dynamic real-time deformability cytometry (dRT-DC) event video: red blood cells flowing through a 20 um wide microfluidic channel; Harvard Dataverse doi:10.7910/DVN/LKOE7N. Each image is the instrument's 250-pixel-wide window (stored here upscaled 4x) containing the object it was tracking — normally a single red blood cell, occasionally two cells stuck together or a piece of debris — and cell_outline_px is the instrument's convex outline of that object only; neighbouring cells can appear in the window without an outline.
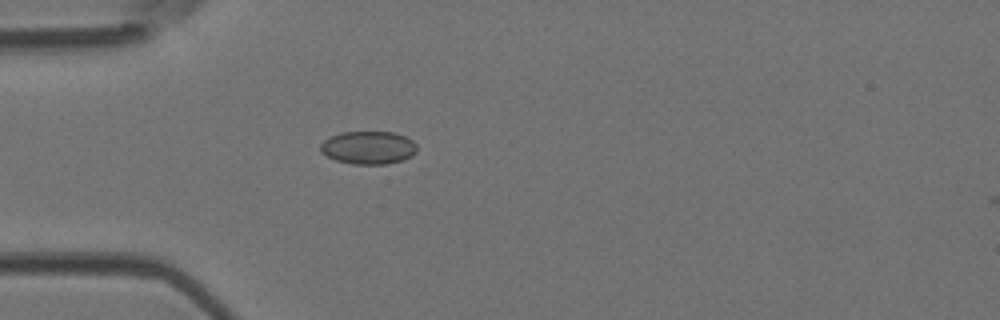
{"species": "Egyptian fruit bat (a non-hibernating species)", "species_latin": "Rousettus aegyptiacus", "temperature_condition": "room temperature", "stored_images_in_passage": 34, "camera_frame_rate_fps": 3000, "um_per_image_px": 0.085, "animal": {"sex": "female"}, "frame": {"image": 1, "passage_image": 5, "time_ms": 1.333, "image_size_px": [1000, 320], "cell_outline_px": [[416, 152], [412, 156], [400, 160], [384, 164], [352, 164], [336, 160], [320, 152], [320, 144], [324, 140], [340, 132], [396, 132], [412, 140], [416, 144]], "centroid_in_image_um": [31.3, 12.54], "position_along_channel_um": 53.7, "area_um2": 18.5}}
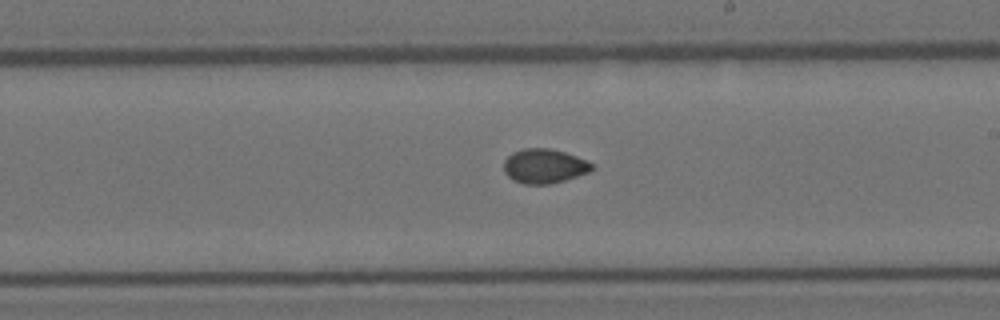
{"frame": {"image": 2, "passage_image": 19, "time_ms": 6.0, "image_size_px": [1000, 320], "cell_outline_px": [[596, 164], [588, 172], [564, 180], [548, 184], [524, 184], [512, 180], [504, 172], [504, 160], [512, 152], [524, 148], [548, 148], [564, 152], [576, 156]], "centroid_in_image_um": [46.24, 14.11], "position_along_channel_um": 242.8, "area_um2": 17.63}}
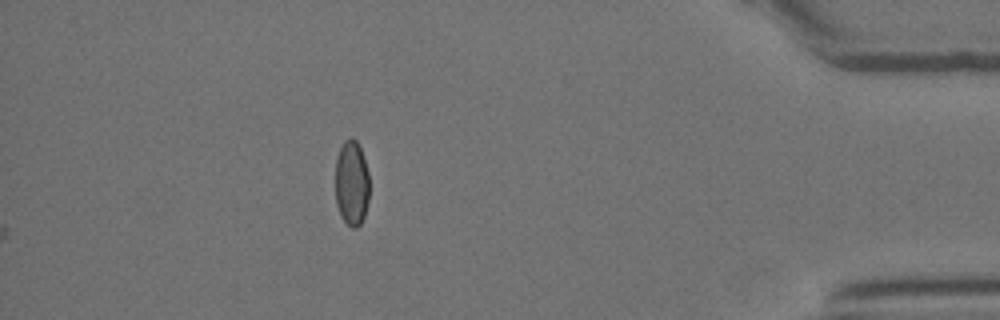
{"frame": {"image": 3, "passage_image": 34, "time_ms": 11.0, "image_size_px": [1000, 320], "cell_outline_px": [[368, 200], [364, 216], [360, 224], [356, 228], [352, 228], [340, 216], [336, 204], [336, 160], [340, 148], [344, 140], [352, 136], [356, 140], [360, 148], [368, 172]], "centroid_in_image_um": [29.88, 15.56], "position_along_channel_um": 405.3, "area_um2": 16.82}, "authors_computed_cell_mechanics": {"area_um2": 17.6001, "velocity_mm_per_s": 4.1998, "shape_relaxation_time_tau1_ms": null, "shape_relaxation_time_tau2_ms": 2.621, "deformation_change_tau1": null, "deformation_change_tau2": 0.0518}}